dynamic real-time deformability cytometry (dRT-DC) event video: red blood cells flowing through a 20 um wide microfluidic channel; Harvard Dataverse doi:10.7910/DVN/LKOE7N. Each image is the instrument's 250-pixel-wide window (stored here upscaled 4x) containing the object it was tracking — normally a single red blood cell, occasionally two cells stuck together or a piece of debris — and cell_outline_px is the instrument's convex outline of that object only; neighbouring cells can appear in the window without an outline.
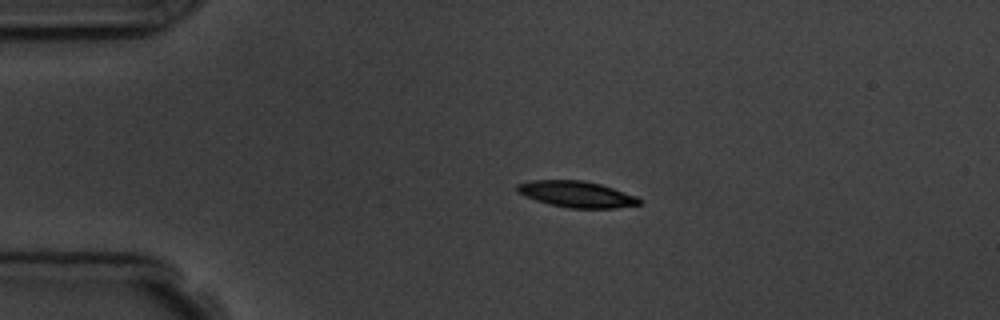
{"species": "common noctule bat (a hibernating species)", "species_latin": "Nyctalus noctula", "temperature_condition": "room temperature", "stored_images_in_passage": 3, "camera_frame_rate_fps": 3000, "um_per_image_px": 0.085, "animal": {"sex": "male", "body_mass_g": 19.5, "forearm_length_mm": 54.6}, "frame": {"image": 1, "passage_image": 2, "time_ms": 2.0, "image_size_px": [1000, 320], "cell_outline_px": [[640, 204], [616, 208], [568, 208], [548, 204], [524, 196], [516, 192], [516, 184], [532, 180], [584, 180], [600, 184], [636, 196], [640, 200]], "centroid_in_image_um": [48.95, 16.5], "position_along_channel_um": 36.0, "area_um2": 18.67}}